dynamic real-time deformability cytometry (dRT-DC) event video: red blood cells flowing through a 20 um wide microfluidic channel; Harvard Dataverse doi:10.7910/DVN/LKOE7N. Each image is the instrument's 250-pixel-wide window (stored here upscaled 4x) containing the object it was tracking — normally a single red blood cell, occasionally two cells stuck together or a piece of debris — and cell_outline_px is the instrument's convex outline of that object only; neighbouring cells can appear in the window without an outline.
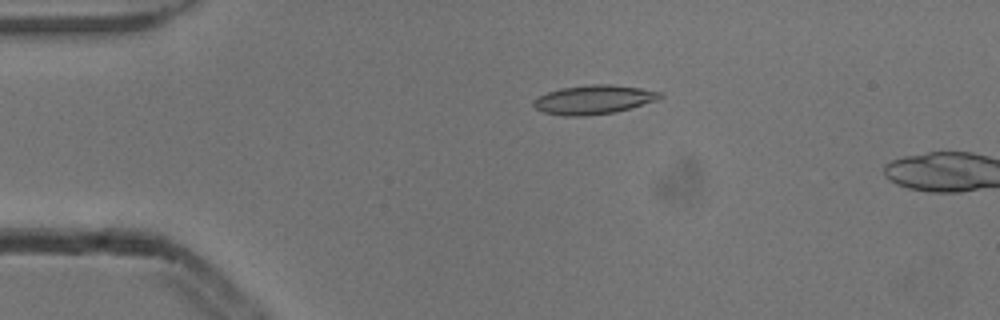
{"species": "common noctule bat (a hibernating species)", "species_latin": "Nyctalus noctula", "temperature_condition": "cold", "stored_images_in_passage": 4, "camera_frame_rate_fps": 3000, "um_per_image_px": 0.085, "animal": {"sex": "male", "body_mass_g": 13.3}, "frame": {"image": 1, "passage_image": 3, "time_ms": 0.667, "image_size_px": [1000, 320], "cell_outline_px": [[664, 96], [656, 100], [616, 112], [584, 116], [564, 116], [544, 112], [536, 108], [532, 104], [532, 100], [536, 96], [560, 88], [592, 84], [612, 84], [640, 88], [664, 92]], "centroid_in_image_um": [50.45, 8.46], "position_along_channel_um": 34.6, "area_um2": 21.5}}